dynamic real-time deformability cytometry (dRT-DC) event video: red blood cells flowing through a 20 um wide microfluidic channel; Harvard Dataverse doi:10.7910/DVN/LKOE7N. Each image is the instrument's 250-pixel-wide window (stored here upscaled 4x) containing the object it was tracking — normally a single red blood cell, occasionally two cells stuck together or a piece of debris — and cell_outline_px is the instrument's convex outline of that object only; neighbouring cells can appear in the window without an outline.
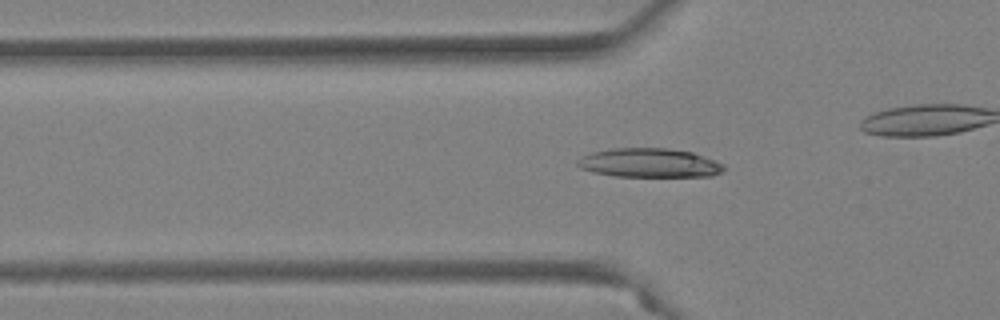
{"species": "Egyptian fruit bat (a non-hibernating species)", "species_latin": "Rousettus aegyptiacus", "temperature_condition": "warm", "stored_images_in_passage": 43, "camera_frame_rate_fps": 3000, "um_per_image_px": 0.085, "animal": {"sex": "female"}, "frame": {"image": 1, "passage_image": 19, "time_ms": 6.0, "image_size_px": [1000, 320], "cell_outline_px": [[724, 168], [720, 172], [712, 176], [616, 176], [592, 172], [580, 168], [576, 164], [576, 160], [580, 156], [592, 152], [612, 148], [668, 148], [692, 152], [724, 164]], "centroid_in_image_um": [55.14, 13.84], "position_along_channel_um": 70.7, "area_um2": 24.74}}